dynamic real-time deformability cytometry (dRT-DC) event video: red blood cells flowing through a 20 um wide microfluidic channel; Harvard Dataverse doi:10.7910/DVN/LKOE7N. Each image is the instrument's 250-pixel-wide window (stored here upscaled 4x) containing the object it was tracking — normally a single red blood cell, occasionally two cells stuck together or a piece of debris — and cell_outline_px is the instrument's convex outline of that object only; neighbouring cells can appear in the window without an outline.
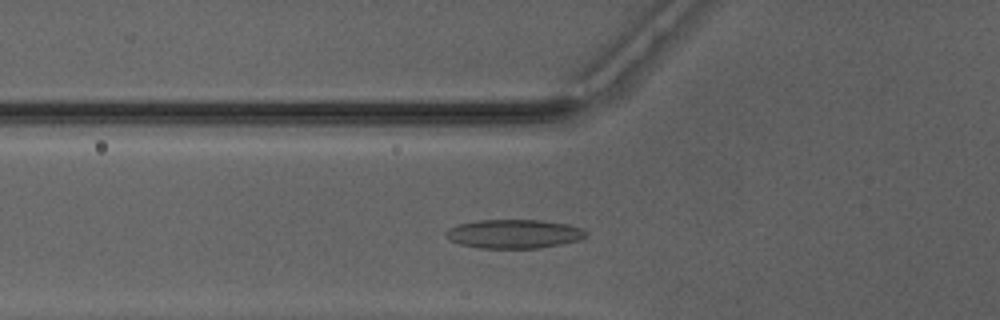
{"species": "Egyptian fruit bat (a non-hibernating species)", "species_latin": "Rousettus aegyptiacus", "temperature_condition": "warm", "stored_images_in_passage": 39, "camera_frame_rate_fps": 3000, "um_per_image_px": 0.085, "animal": {"sex": "male"}, "frame": {"image": 1, "passage_image": 7, "time_ms": 2.0, "image_size_px": [1000, 320], "cell_outline_px": [[588, 232], [580, 240], [564, 244], [540, 248], [476, 248], [460, 244], [448, 240], [444, 236], [444, 232], [448, 228], [456, 224], [476, 220], [540, 220], [568, 224], [580, 228]], "centroid_in_image_um": [43.63, 19.88], "position_along_channel_um": 82.2, "area_um2": 23.93}}
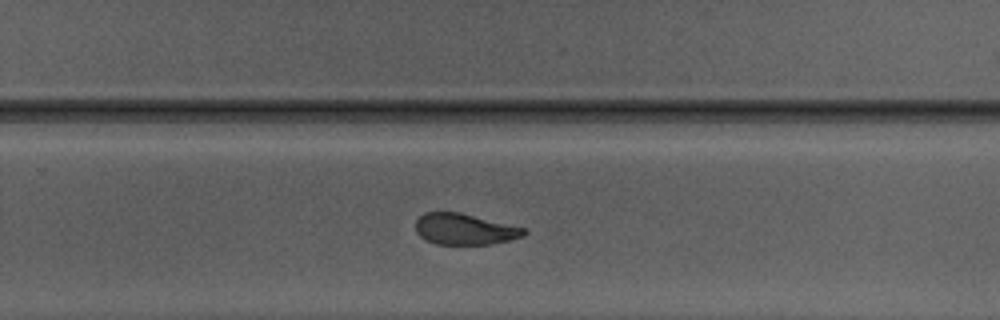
{"frame": {"image": 2, "passage_image": 22, "time_ms": 7.0, "image_size_px": [1000, 320], "cell_outline_px": [[528, 232], [524, 236], [492, 244], [436, 244], [424, 240], [416, 232], [416, 220], [424, 212], [460, 212], [528, 228]], "centroid_in_image_um": [39.52, 19.47], "position_along_channel_um": 290.3, "area_um2": 19.88}}
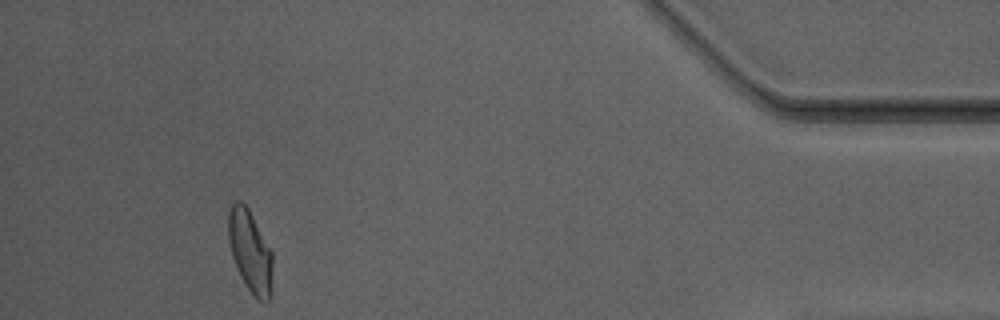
{"frame": {"image": 3, "passage_image": 35, "time_ms": 11.333, "image_size_px": [1000, 320], "cell_outline_px": [[272, 268], [268, 300], [260, 300], [252, 296], [240, 276], [232, 256], [228, 244], [228, 212], [232, 204], [236, 200], [240, 200], [248, 208], [272, 252]], "centroid_in_image_um": [21.22, 21.32], "position_along_channel_um": 414.0, "area_um2": 20.87}, "authors_computed_cell_mechanics": {"area_um2": 21.0392, "velocity_mm_per_s": 4.1574, "shape_relaxation_time_tau1_ms": null, "shape_relaxation_time_tau2_ms": 1.7812, "deformation_change_tau1": null, "deformation_change_tau2": 0.0894}}